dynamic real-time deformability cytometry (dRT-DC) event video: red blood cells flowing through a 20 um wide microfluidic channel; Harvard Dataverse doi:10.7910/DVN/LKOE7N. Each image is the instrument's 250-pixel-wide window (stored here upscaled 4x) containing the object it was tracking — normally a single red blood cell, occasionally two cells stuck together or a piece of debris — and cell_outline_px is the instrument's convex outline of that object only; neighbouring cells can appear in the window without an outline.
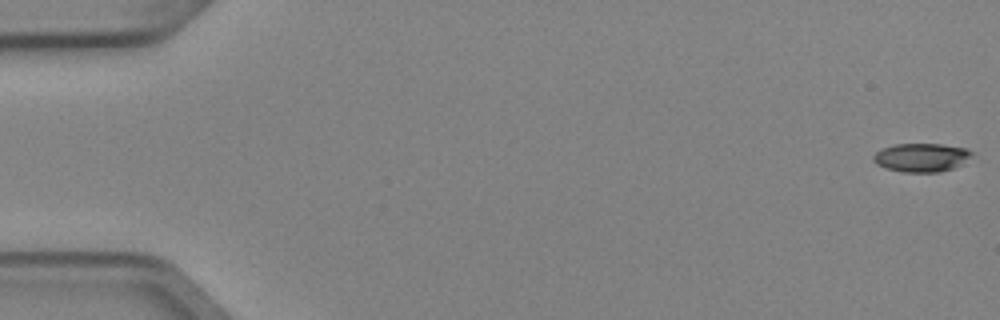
{"species": "Egyptian fruit bat (a non-hibernating species)", "species_latin": "Rousettus aegyptiacus", "temperature_condition": "cold", "stored_images_in_passage": 5, "camera_frame_rate_fps": 3000, "um_per_image_px": 0.085, "animal": {"sex": "female"}, "frame": {"image": 1, "passage_image": 1, "time_ms": 0.0, "image_size_px": [1000, 320], "cell_outline_px": [[972, 152], [960, 164], [952, 168], [940, 172], [904, 172], [884, 168], [876, 164], [872, 160], [872, 156], [876, 152], [884, 148], [896, 144], [940, 144], [964, 148]], "centroid_in_image_um": [78.23, 13.39], "position_along_channel_um": 6.8, "area_um2": 16.07}}
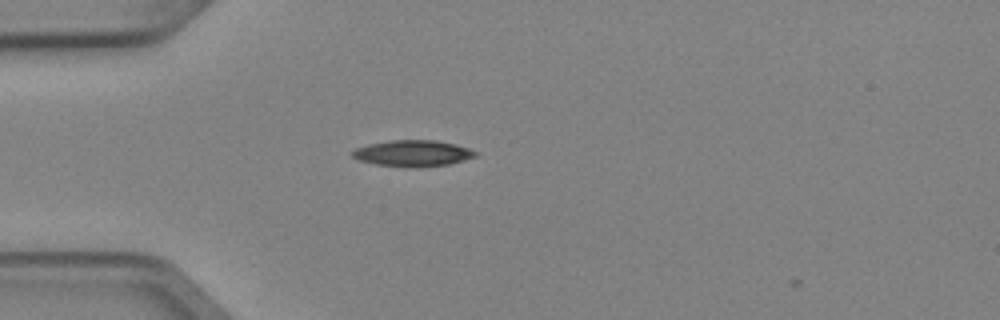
{"frame": {"image": 2, "passage_image": 4, "time_ms": 1.0, "image_size_px": [1000, 320], "cell_outline_px": [[476, 156], [464, 160], [448, 164], [416, 168], [376, 164], [360, 160], [352, 156], [348, 152], [356, 148], [368, 144], [388, 140], [436, 140], [456, 144], [468, 148], [476, 152]], "centroid_in_image_um": [35.06, 13.02], "position_along_channel_um": 49.9, "area_um2": 18.84}}